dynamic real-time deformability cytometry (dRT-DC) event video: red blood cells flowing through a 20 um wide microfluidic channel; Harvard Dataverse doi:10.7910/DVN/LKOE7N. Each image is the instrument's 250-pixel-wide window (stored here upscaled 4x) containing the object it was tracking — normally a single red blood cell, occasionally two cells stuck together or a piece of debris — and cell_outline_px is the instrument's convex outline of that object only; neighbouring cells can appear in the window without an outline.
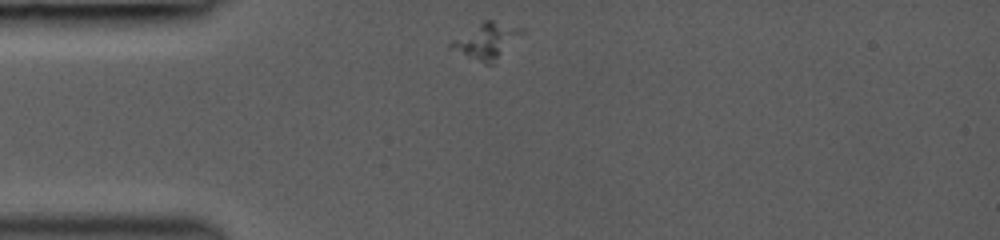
{"species": "common noctule bat (a hibernating species)", "species_latin": "Nyctalus noctula", "temperature_condition": "room temperature", "stored_images_in_passage": 9, "camera_frame_rate_fps": 3000, "um_per_image_px": 0.085, "animal": {"sex": "female", "body_mass_g": 19.0, "forearm_length_mm": 53.3}, "frame": {"image": 1, "passage_image": 1, "time_ms": 0.0, "image_size_px": [1000, 240], "cell_outline_px": [[528, 32], [496, 64], [484, 64], [448, 48], [448, 44], [484, 20], [492, 20], [524, 28]], "centroid_in_image_um": [41.49, 3.51], "position_along_channel_um": 43.5, "area_um2": 15.32}}
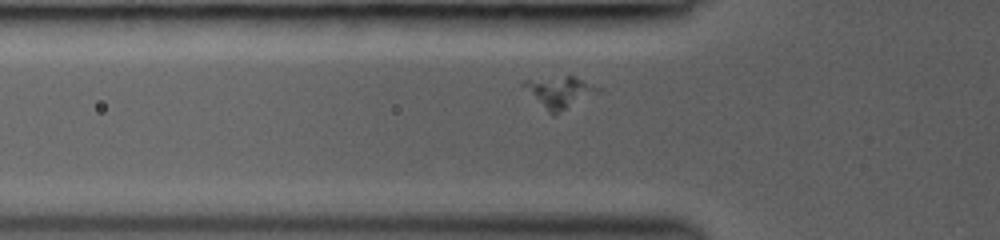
{"frame": {"image": 2, "passage_image": 6, "time_ms": 1.333, "image_size_px": [1000, 240], "cell_outline_px": [[600, 92], [556, 116], [552, 116], [520, 84], [524, 80], [568, 76], [576, 76], [600, 88]], "centroid_in_image_um": [47.59, 7.86], "position_along_channel_um": 78.2, "area_um2": 13.76}}